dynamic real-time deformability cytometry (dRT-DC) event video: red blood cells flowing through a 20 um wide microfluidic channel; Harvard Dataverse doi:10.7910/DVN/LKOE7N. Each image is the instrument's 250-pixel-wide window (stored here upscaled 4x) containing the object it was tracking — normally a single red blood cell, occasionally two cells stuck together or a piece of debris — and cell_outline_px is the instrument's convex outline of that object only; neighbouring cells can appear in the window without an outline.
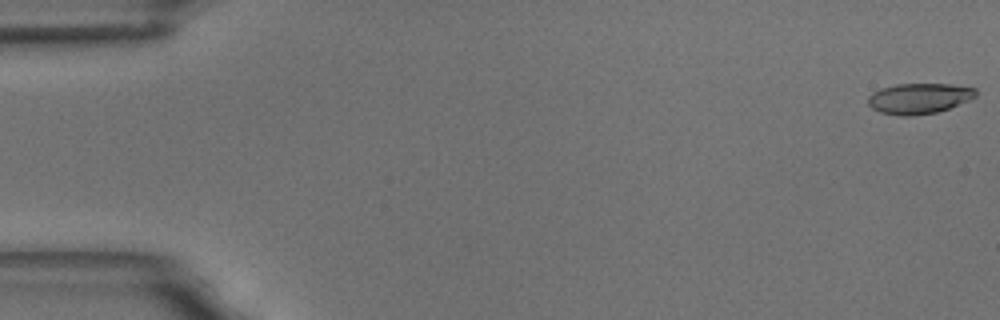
{"species": "common noctule bat (a hibernating species)", "species_latin": "Nyctalus noctula", "temperature_condition": "room temperature", "stored_images_in_passage": 57, "camera_frame_rate_fps": 3000, "um_per_image_px": 0.085, "animal": {"sex": "male", "body_mass_g": 18.8}, "frame": {"image": 1, "passage_image": 1, "time_ms": 0.0, "image_size_px": [1000, 320], "cell_outline_px": [[976, 96], [968, 100], [948, 108], [936, 112], [912, 116], [904, 116], [880, 112], [872, 108], [868, 104], [868, 96], [872, 92], [880, 88], [896, 84], [948, 84], [976, 88]], "centroid_in_image_um": [78.08, 8.36], "position_along_channel_um": 6.9, "area_um2": 19.07}}
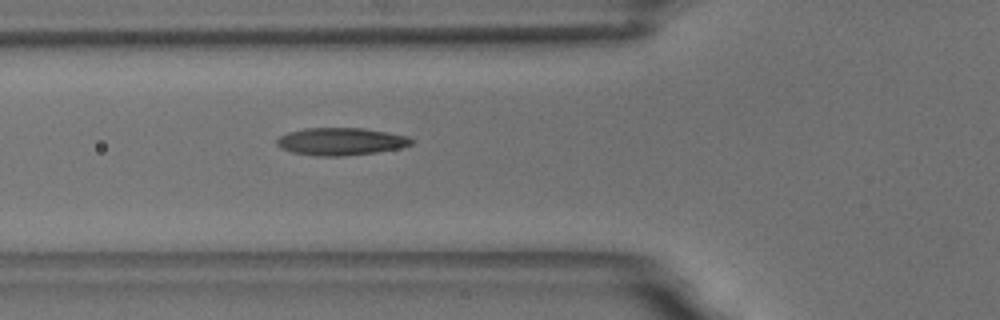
{"frame": {"image": 2, "passage_image": 21, "time_ms": 6.667, "image_size_px": [1000, 320], "cell_outline_px": [[416, 140], [412, 144], [400, 148], [376, 152], [344, 156], [312, 156], [292, 152], [280, 148], [276, 144], [276, 140], [280, 136], [288, 132], [304, 128], [364, 128], [408, 136]], "centroid_in_image_um": [28.96, 12.03], "position_along_channel_um": 96.8, "area_um2": 21.73}}
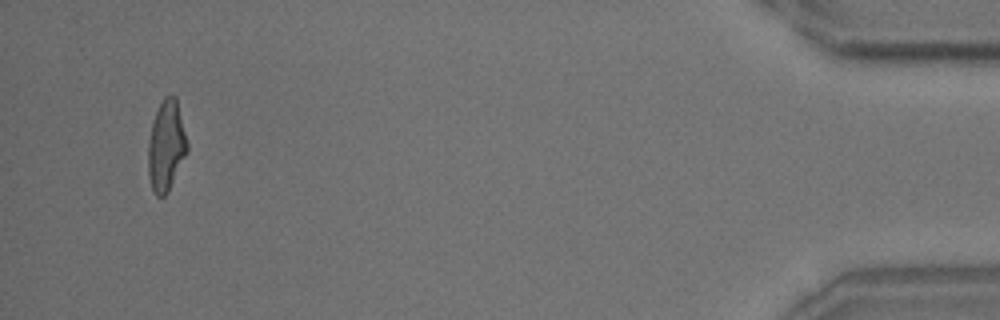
{"frame": {"image": 3, "passage_image": 55, "time_ms": 18.0, "image_size_px": [1000, 320], "cell_outline_px": [[188, 152], [168, 192], [164, 196], [156, 196], [152, 192], [148, 176], [148, 140], [152, 120], [164, 96], [176, 96], [188, 144]], "centroid_in_image_um": [14.12, 12.42], "position_along_channel_um": 421.1, "area_um2": 20.87}, "authors_computed_cell_mechanics": {"area_um2": 20.3456, "velocity_mm_per_s": 3.544, "shape_relaxation_time_tau1_ms": 5.9677, "shape_relaxation_time_tau2_ms": 1.1639, "deformation_change_tau1": 0.2142, "deformation_change_tau2": 0.0942}}